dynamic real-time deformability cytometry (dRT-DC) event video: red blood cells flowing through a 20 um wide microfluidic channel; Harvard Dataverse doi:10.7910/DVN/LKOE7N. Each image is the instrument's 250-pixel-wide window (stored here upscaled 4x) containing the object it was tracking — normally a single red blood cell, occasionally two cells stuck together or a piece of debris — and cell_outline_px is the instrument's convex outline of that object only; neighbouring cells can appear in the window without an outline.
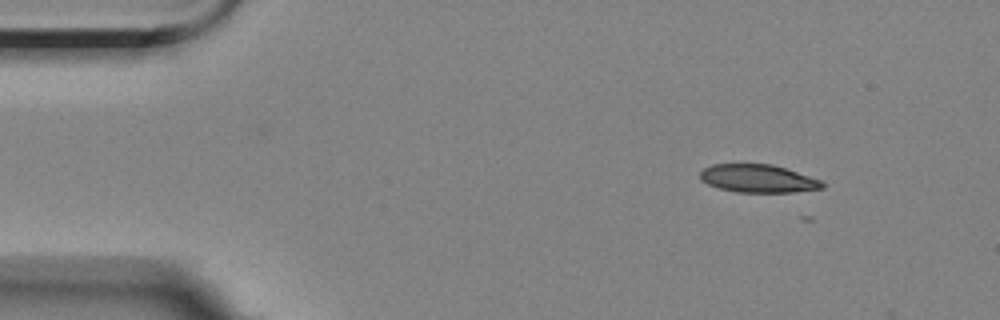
{"species": "Egyptian fruit bat (a non-hibernating species)", "species_latin": "Rousettus aegyptiacus", "temperature_condition": "room temperature", "stored_images_in_passage": 5, "camera_frame_rate_fps": 3000, "um_per_image_px": 0.085, "animal": {"sex": "female"}, "frame": {"image": 1, "passage_image": 2, "time_ms": 1.333, "image_size_px": [1000, 320], "cell_outline_px": [[824, 188], [792, 192], [736, 192], [720, 188], [708, 184], [700, 180], [700, 172], [704, 168], [712, 164], [772, 164], [824, 180]], "centroid_in_image_um": [64.46, 15.17], "position_along_channel_um": 20.5, "area_um2": 20.0}}
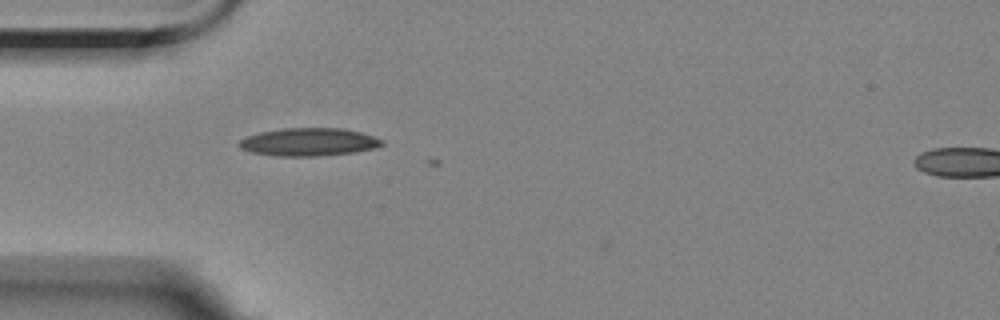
{"frame": {"image": 2, "passage_image": 5, "time_ms": 4.667, "image_size_px": [1000, 320], "cell_outline_px": [[384, 144], [376, 148], [356, 152], [316, 156], [276, 156], [252, 152], [240, 148], [236, 144], [240, 140], [248, 136], [260, 132], [280, 128], [344, 128], [360, 132], [384, 140]], "centroid_in_image_um": [26.25, 12.07], "position_along_channel_um": 58.7, "area_um2": 23.35}}